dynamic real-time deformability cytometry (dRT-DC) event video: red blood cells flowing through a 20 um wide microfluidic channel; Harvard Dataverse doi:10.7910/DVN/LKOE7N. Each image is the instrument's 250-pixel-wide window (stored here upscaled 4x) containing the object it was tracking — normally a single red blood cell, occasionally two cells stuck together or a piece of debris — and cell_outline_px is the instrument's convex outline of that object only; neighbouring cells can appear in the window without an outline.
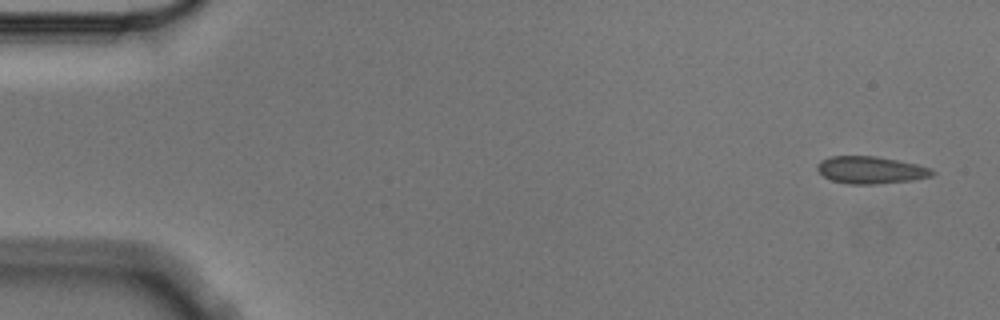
{"species": "Egyptian fruit bat (a non-hibernating species)", "species_latin": "Rousettus aegyptiacus", "temperature_condition": "cold", "stored_images_in_passage": 8, "camera_frame_rate_fps": 3000, "um_per_image_px": 0.085, "animal": {"sex": "male"}, "frame": {"image": 1, "passage_image": 1, "time_ms": 0.0, "image_size_px": [1000, 320], "cell_outline_px": [[936, 172], [932, 176], [912, 180], [876, 184], [848, 184], [832, 180], [824, 176], [816, 168], [816, 164], [820, 160], [832, 156], [876, 156], [916, 164], [932, 168]], "centroid_in_image_um": [74.01, 14.45], "position_along_channel_um": 11.0, "area_um2": 18.26}}
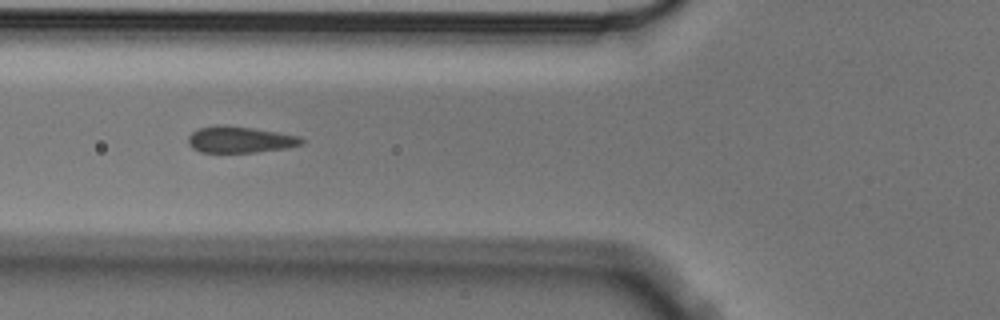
{"frame": {"image": 2, "passage_image": 6, "time_ms": 1.667, "image_size_px": [1000, 320], "cell_outline_px": [[304, 144], [288, 148], [256, 152], [200, 152], [192, 148], [188, 144], [188, 136], [192, 132], [200, 128], [216, 124], [224, 124], [252, 128], [300, 136], [304, 140]], "centroid_in_image_um": [20.39, 11.86], "position_along_channel_um": 105.4, "area_um2": 17.57}}
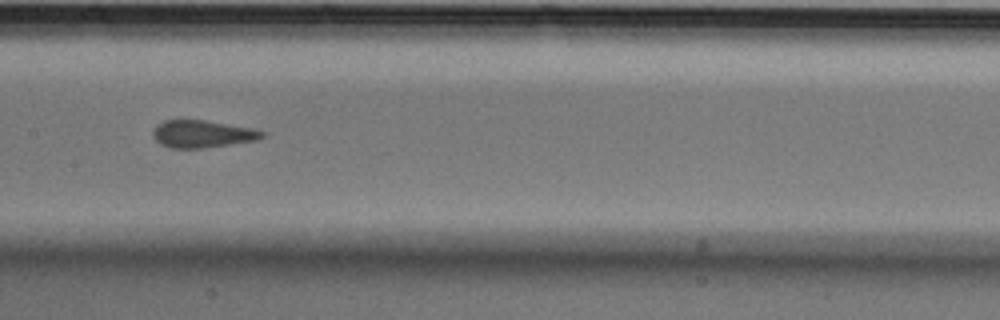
{"frame": {"image": 3, "passage_image": 8, "time_ms": 2.333, "image_size_px": [1000, 320], "cell_outline_px": [[268, 132], [264, 136], [256, 140], [204, 148], [172, 148], [160, 144], [152, 136], [152, 132], [156, 124], [164, 120], [204, 120], [252, 128]], "centroid_in_image_um": [17.18, 11.38], "position_along_channel_um": 190.2, "area_um2": 17.46}}